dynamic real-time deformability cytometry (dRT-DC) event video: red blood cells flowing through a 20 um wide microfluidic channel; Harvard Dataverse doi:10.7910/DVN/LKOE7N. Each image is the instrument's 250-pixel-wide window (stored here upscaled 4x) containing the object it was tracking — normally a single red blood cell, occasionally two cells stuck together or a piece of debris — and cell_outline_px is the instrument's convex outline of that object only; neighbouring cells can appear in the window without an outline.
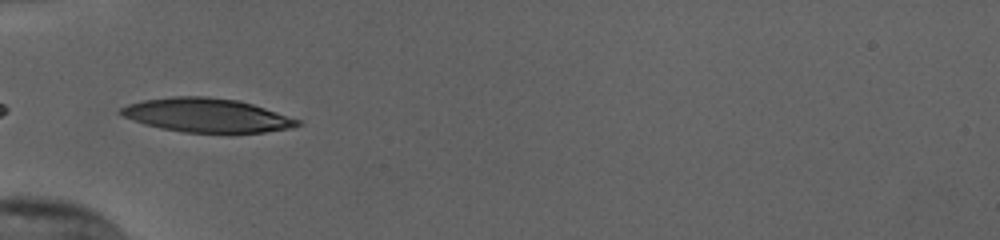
{"species": "human", "species_latin": "Homo sapiens", "temperature_condition": "cold", "stored_images_in_passage": 36, "camera_frame_rate_fps": 3000, "um_per_image_px": 0.085, "donor": {"sex": "female"}, "frame": {"image": 1, "passage_image": 1, "time_ms": 0.0, "image_size_px": [1000, 240], "cell_outline_px": [[300, 124], [292, 128], [264, 132], [184, 132], [160, 128], [144, 124], [124, 116], [116, 112], [120, 108], [128, 104], [144, 100], [172, 96], [204, 96], [236, 100], [252, 104], [300, 120]], "centroid_in_image_um": [17.53, 9.79], "position_along_channel_um": 67.5, "area_um2": 34.51}}
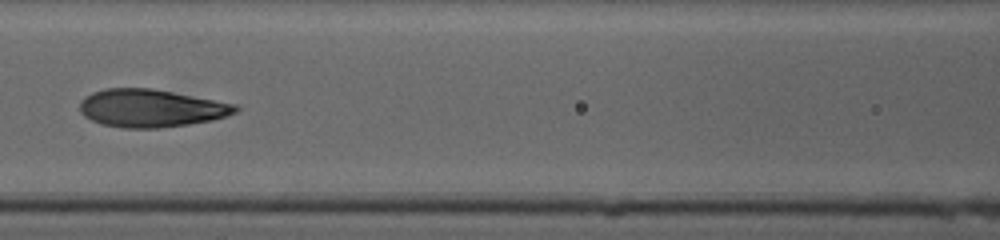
{"frame": {"image": 2, "passage_image": 8, "time_ms": 2.333, "image_size_px": [1000, 240], "cell_outline_px": [[240, 108], [236, 112], [212, 120], [188, 124], [160, 128], [124, 128], [100, 124], [84, 116], [80, 112], [80, 100], [92, 92], [104, 88], [152, 88], [236, 104]], "centroid_in_image_um": [12.8, 9.19], "position_along_channel_um": 153.8, "area_um2": 34.28}}
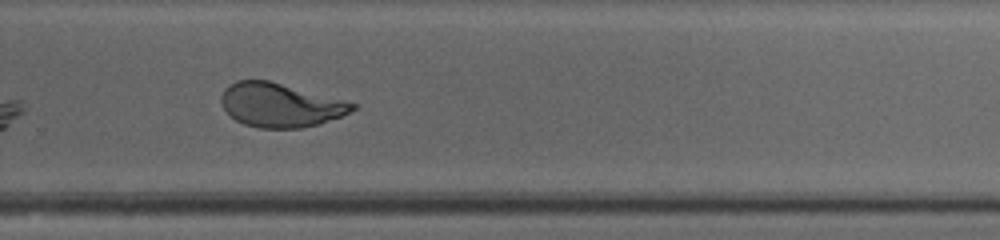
{"frame": {"image": 3, "passage_image": 20, "time_ms": 6.333, "image_size_px": [1000, 240], "cell_outline_px": [[356, 108], [340, 116], [320, 124], [300, 128], [260, 128], [244, 124], [236, 120], [224, 108], [220, 100], [220, 96], [224, 88], [236, 80], [268, 80], [356, 104]], "centroid_in_image_um": [23.76, 8.93], "position_along_channel_um": 306.0, "area_um2": 33.06}, "authors_computed_cell_mechanics": {"area_um2": 34.391, "velocity_mm_per_s": 3.8173, "shape_relaxation_time_tau1_ms": 6.0217, "shape_relaxation_time_tau2_ms": 0.8597, "deformation_change_tau1": 0.2269, "deformation_change_tau2": 0.066}}